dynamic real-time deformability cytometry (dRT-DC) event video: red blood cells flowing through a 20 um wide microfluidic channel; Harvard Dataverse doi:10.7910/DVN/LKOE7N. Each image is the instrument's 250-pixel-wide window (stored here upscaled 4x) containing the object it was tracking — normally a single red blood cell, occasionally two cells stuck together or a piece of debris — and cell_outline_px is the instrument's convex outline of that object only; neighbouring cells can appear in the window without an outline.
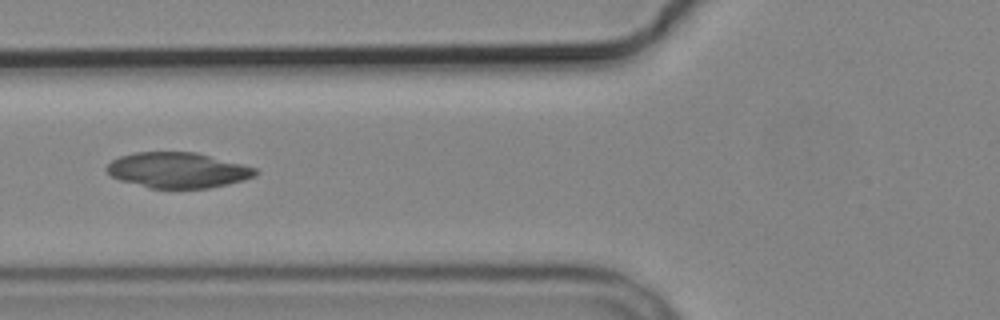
{"species": "common noctule bat (a hibernating species)", "species_latin": "Nyctalus noctula", "temperature_condition": "cold", "stored_images_in_passage": 6, "camera_frame_rate_fps": 3000, "um_per_image_px": 0.085, "animal": {"sex": "male", "body_mass_g": 19.2, "forearm_length_mm": 51.8}, "frame": {"image": 1, "passage_image": 6, "time_ms": 7.0, "image_size_px": [1000, 320], "cell_outline_px": [[260, 172], [256, 176], [244, 180], [228, 184], [208, 188], [148, 188], [120, 180], [112, 176], [104, 168], [112, 160], [120, 156], [136, 152], [196, 152], [256, 168]], "centroid_in_image_um": [15.11, 14.47], "position_along_channel_um": 110.7, "area_um2": 30.75}}